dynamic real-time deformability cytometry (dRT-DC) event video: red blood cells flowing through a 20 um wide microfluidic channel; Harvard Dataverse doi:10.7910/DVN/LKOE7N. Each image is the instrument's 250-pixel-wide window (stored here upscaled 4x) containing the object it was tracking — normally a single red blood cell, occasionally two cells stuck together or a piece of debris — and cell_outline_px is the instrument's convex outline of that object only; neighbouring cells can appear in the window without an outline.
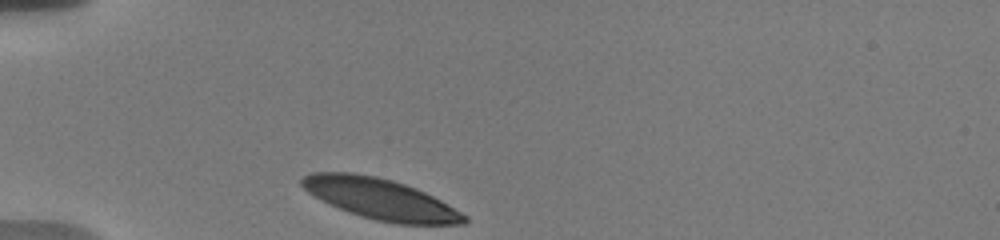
{"species": "human", "species_latin": "Homo sapiens", "temperature_condition": "warm", "stored_images_in_passage": 33, "camera_frame_rate_fps": 3000, "um_per_image_px": 0.085, "donor": {"sex": "male"}, "frame": {"image": 1, "passage_image": 1, "time_ms": 0.0, "image_size_px": [1000, 240], "cell_outline_px": [[468, 220], [464, 224], [396, 224], [376, 220], [360, 216], [348, 212], [308, 192], [300, 184], [300, 180], [304, 176], [312, 172], [352, 172], [376, 176], [392, 180], [416, 188], [448, 204], [468, 216]], "centroid_in_image_um": [32.36, 16.91], "position_along_channel_um": 52.6, "area_um2": 38.32}}
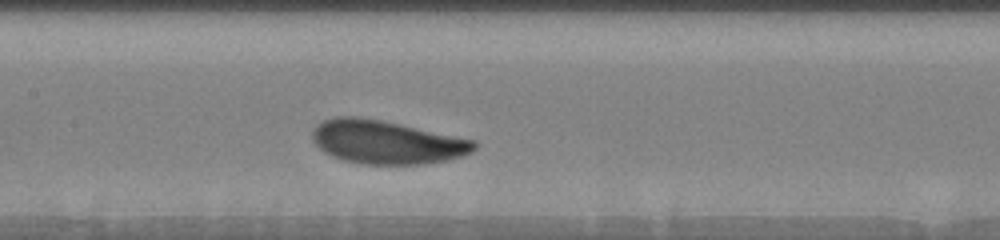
{"frame": {"image": 2, "passage_image": 13, "time_ms": 4.0, "image_size_px": [1000, 240], "cell_outline_px": [[476, 148], [472, 152], [464, 156], [448, 160], [424, 164], [360, 164], [344, 160], [332, 156], [324, 152], [312, 140], [312, 128], [316, 124], [324, 120], [336, 116], [356, 116], [380, 120], [400, 124], [476, 140]], "centroid_in_image_um": [32.85, 12.08], "position_along_channel_um": 174.5, "area_um2": 41.15}}
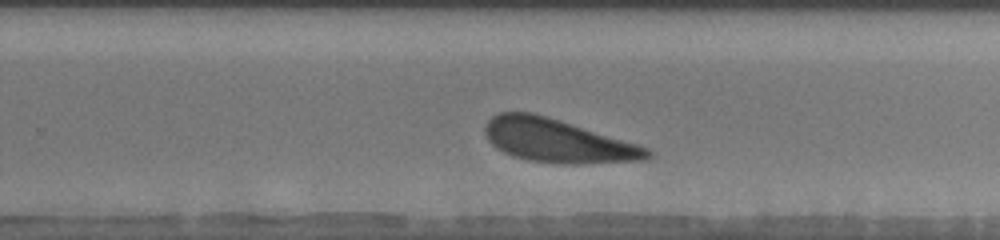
{"frame": {"image": 3, "passage_image": 22, "time_ms": 7.0, "image_size_px": [1000, 240], "cell_outline_px": [[656, 152], [652, 156], [644, 160], [580, 164], [556, 164], [528, 160], [512, 156], [496, 148], [488, 140], [484, 132], [484, 128], [488, 120], [492, 116], [500, 112], [532, 112], [548, 116], [636, 144], [648, 148]], "centroid_in_image_um": [47.38, 11.97], "position_along_channel_um": 282.4, "area_um2": 41.15}, "authors_computed_cell_mechanics": {"area_um2": 41.1536, "velocity_mm_per_s": 3.6115, "shape_relaxation_time_tau1_ms": 1.9898, "shape_relaxation_time_tau2_ms": null, "deformation_change_tau1": 0.0989, "deformation_change_tau2": null}}